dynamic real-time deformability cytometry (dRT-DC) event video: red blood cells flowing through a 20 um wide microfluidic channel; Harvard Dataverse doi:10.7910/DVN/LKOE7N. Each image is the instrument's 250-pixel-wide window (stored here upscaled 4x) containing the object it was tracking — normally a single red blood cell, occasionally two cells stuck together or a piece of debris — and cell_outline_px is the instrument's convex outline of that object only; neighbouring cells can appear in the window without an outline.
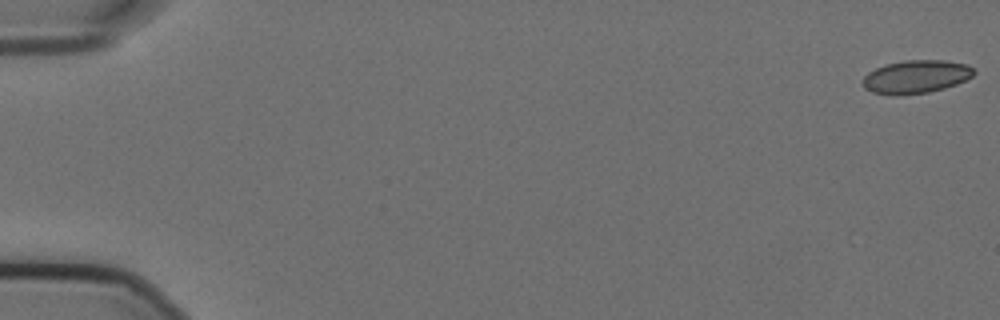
{"species": "Egyptian fruit bat (a non-hibernating species)", "species_latin": "Rousettus aegyptiacus", "temperature_condition": "cold", "stored_images_in_passage": 57, "camera_frame_rate_fps": 3000, "um_per_image_px": 0.085, "animal": {"sex": "female"}, "frame": {"image": 1, "passage_image": 1, "time_ms": 0.0, "image_size_px": [1000, 320], "cell_outline_px": [[976, 72], [972, 76], [956, 84], [944, 88], [928, 92], [896, 96], [872, 92], [864, 88], [864, 76], [868, 72], [876, 68], [888, 64], [904, 60], [944, 60], [968, 64]], "centroid_in_image_um": [77.87, 6.52], "position_along_channel_um": 7.1, "area_um2": 21.39}}
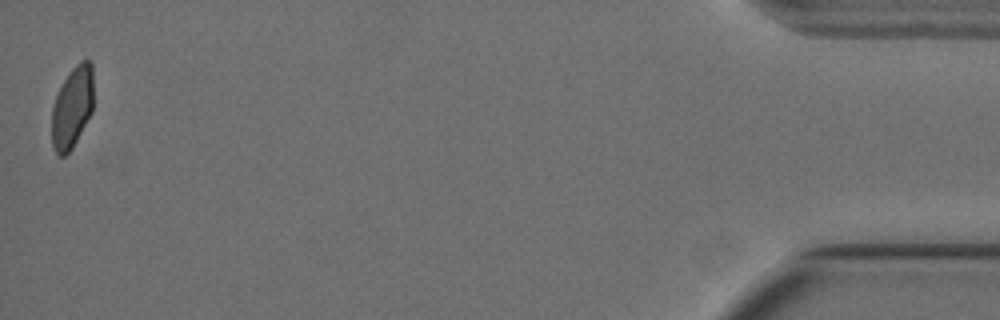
{"frame": {"image": 2, "passage_image": 57, "time_ms": 18.667, "image_size_px": [1000, 320], "cell_outline_px": [[92, 112], [72, 148], [64, 156], [56, 156], [52, 144], [52, 108], [56, 96], [68, 72], [80, 60], [88, 60], [92, 64]], "centroid_in_image_um": [6.13, 9.13], "position_along_channel_um": 429.1, "area_um2": 19.71}}